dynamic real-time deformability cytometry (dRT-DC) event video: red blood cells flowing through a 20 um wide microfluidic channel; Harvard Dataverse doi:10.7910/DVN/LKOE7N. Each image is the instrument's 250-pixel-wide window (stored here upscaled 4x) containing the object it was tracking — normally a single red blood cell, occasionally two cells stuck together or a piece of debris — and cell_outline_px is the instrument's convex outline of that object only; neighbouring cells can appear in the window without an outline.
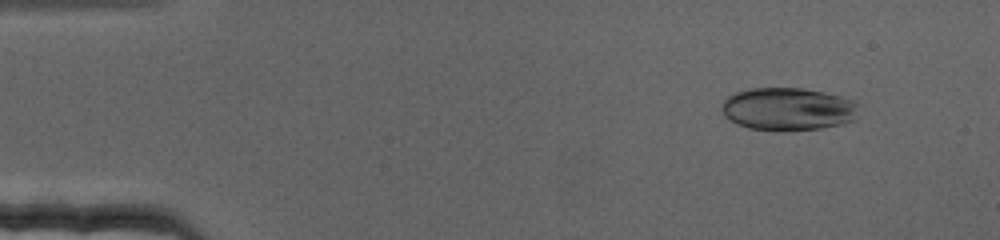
{"species": "human", "species_latin": "Homo sapiens", "temperature_condition": "cold", "stored_images_in_passage": 70, "camera_frame_rate_fps": 3000, "um_per_image_px": 0.085, "donor": {"sex": "female"}, "frame": {"image": 1, "passage_image": 7, "time_ms": 2.0, "image_size_px": [1000, 240], "cell_outline_px": [[860, 104], [856, 120], [844, 124], [820, 128], [784, 132], [776, 132], [748, 128], [736, 124], [728, 120], [724, 116], [720, 108], [720, 104], [728, 96], [736, 92], [752, 88], [804, 88], [824, 92], [856, 100]], "centroid_in_image_um": [67.0, 9.29], "position_along_channel_um": 18.0, "area_um2": 35.2}}
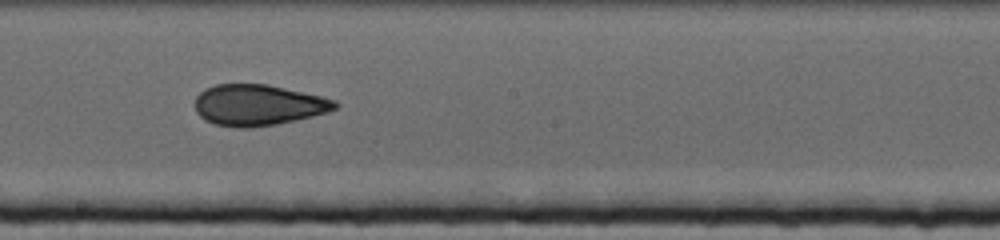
{"frame": {"image": 2, "passage_image": 39, "time_ms": 12.667, "image_size_px": [1000, 240], "cell_outline_px": [[340, 104], [336, 108], [328, 112], [296, 120], [276, 124], [252, 128], [236, 128], [212, 124], [204, 120], [196, 112], [196, 96], [204, 88], [216, 84], [268, 84], [320, 96], [336, 100]], "centroid_in_image_um": [21.92, 8.94], "position_along_channel_um": 226.3, "area_um2": 33.7}}
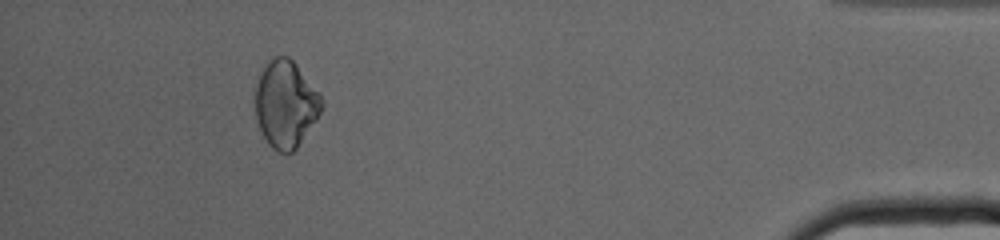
{"frame": {"image": 3, "passage_image": 64, "time_ms": 21.0, "image_size_px": [1000, 240], "cell_outline_px": [[324, 108], [316, 120], [296, 148], [292, 152], [280, 152], [272, 148], [268, 144], [256, 120], [256, 84], [260, 72], [276, 56], [288, 56], [296, 64], [320, 92], [324, 100]], "centroid_in_image_um": [24.32, 8.84], "position_along_channel_um": 410.9, "area_um2": 33.52}}